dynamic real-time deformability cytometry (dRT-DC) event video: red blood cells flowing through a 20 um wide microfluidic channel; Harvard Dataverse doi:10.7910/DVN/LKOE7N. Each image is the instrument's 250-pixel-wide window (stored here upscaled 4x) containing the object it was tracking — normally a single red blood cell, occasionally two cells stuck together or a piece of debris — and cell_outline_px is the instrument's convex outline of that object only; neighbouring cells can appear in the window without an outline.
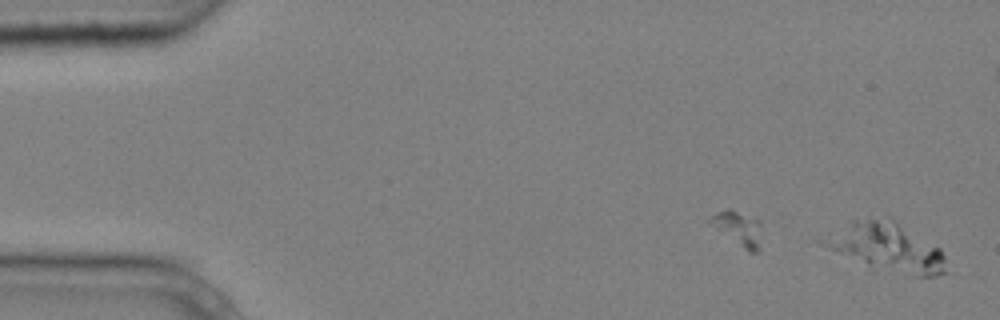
{"species": "common noctule bat (a hibernating species)", "species_latin": "Nyctalus noctula", "temperature_condition": "cold", "stored_images_in_passage": 3, "camera_frame_rate_fps": 3000, "um_per_image_px": 0.085, "animal": {"sex": "male", "body_mass_g": 20.4}, "frame": {"image": 1, "passage_image": 3, "time_ms": 0.667, "image_size_px": [1000, 320], "cell_outline_px": [[952, 272], [932, 276], [916, 276], [868, 264], [820, 244], [812, 240], [852, 220], [888, 216], [940, 248]], "centroid_in_image_um": [75.38, 20.96], "position_along_channel_um": 9.6, "area_um2": 34.33}}